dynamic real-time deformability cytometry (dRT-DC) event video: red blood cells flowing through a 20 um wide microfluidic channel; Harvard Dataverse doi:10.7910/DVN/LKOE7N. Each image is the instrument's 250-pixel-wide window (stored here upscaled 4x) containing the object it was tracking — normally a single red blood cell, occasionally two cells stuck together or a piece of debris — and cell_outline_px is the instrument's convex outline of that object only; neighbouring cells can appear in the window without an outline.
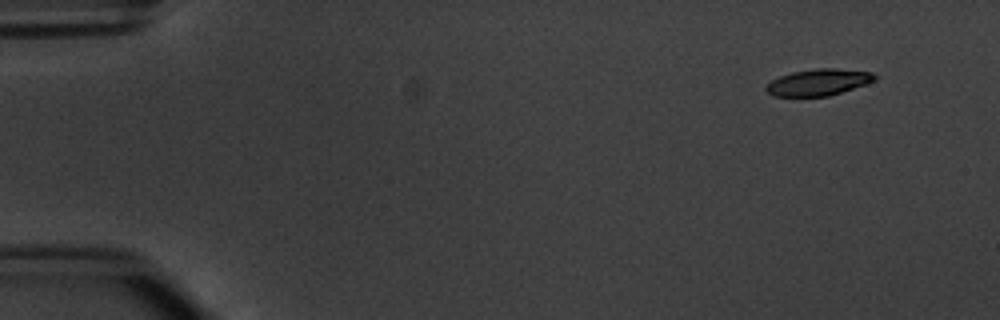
{"species": "common noctule bat (a hibernating species)", "species_latin": "Nyctalus noctula", "temperature_condition": "warm", "stored_images_in_passage": 4, "camera_frame_rate_fps": 3000, "um_per_image_px": 0.085, "animal": {"sex": "male", "body_mass_g": 20.1, "forearm_length_mm": 53.5}, "frame": {"image": 1, "passage_image": 4, "time_ms": 3.667, "image_size_px": [1000, 320], "cell_outline_px": [[876, 80], [828, 96], [772, 96], [764, 88], [772, 80], [780, 76], [792, 72], [816, 68], [836, 68], [872, 72], [876, 76]], "centroid_in_image_um": [69.55, 6.98], "position_along_channel_um": 15.5, "area_um2": 16.59}}